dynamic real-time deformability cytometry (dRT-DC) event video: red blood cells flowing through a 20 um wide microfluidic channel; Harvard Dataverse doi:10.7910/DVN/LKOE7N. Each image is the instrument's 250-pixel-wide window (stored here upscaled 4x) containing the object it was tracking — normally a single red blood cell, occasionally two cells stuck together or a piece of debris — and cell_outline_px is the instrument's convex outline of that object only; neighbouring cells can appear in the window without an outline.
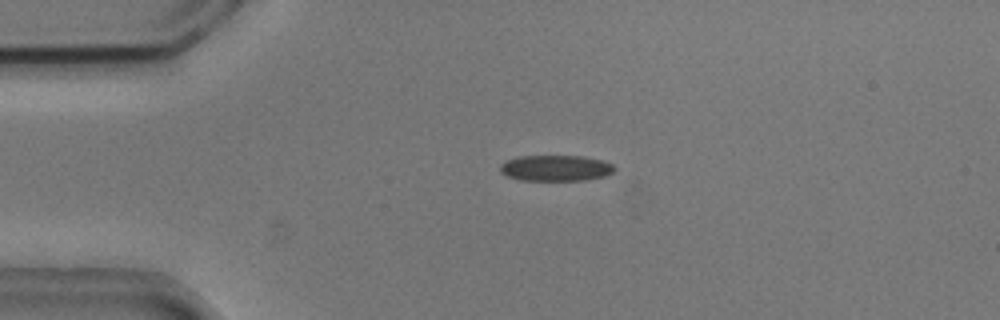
{"species": "common noctule bat (a hibernating species)", "species_latin": "Nyctalus noctula", "temperature_condition": "cold", "stored_images_in_passage": 52, "camera_frame_rate_fps": 3000, "um_per_image_px": 0.085, "animal": {"sex": "male", "body_mass_g": 20.5, "forearm_length_mm": 52.5}, "frame": {"image": 1, "passage_image": 10, "time_ms": 3.0, "image_size_px": [1000, 320], "cell_outline_px": [[616, 168], [612, 172], [604, 176], [584, 180], [520, 180], [508, 176], [500, 172], [500, 164], [504, 160], [520, 156], [584, 156], [604, 160], [612, 164]], "centroid_in_image_um": [47.22, 14.28], "position_along_channel_um": 37.8, "area_um2": 17.34}}
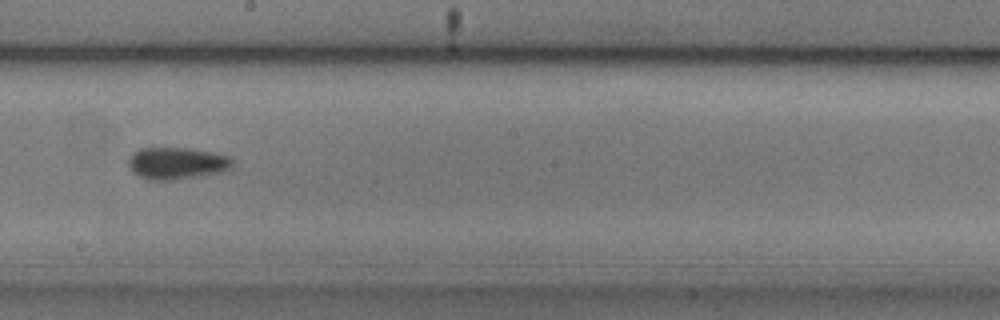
{"frame": {"image": 2, "passage_image": 28, "time_ms": 9.0, "image_size_px": [1000, 320], "cell_outline_px": [[232, 168], [224, 172], [172, 180], [148, 180], [140, 176], [128, 164], [128, 156], [132, 152], [140, 148], [188, 148], [212, 152], [232, 156]], "centroid_in_image_um": [15.06, 13.87], "position_along_channel_um": 233.1, "area_um2": 19.48}}
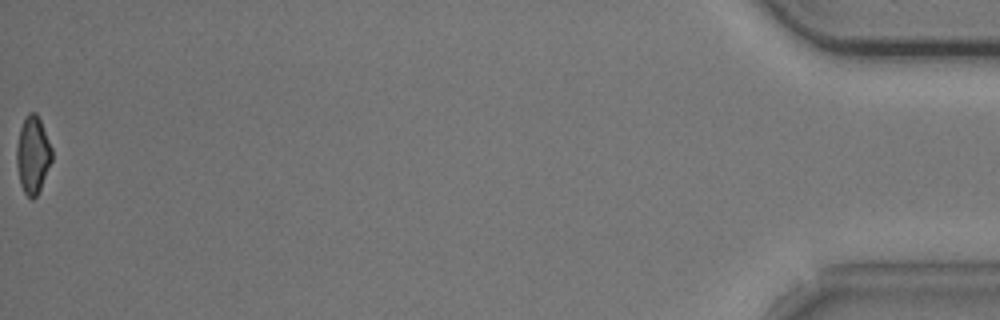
{"frame": {"image": 3, "passage_image": 52, "time_ms": 17.0, "image_size_px": [1000, 320], "cell_outline_px": [[52, 160], [40, 188], [36, 196], [32, 200], [24, 192], [20, 184], [16, 164], [16, 148], [20, 128], [28, 112], [36, 112], [40, 120], [52, 148]], "centroid_in_image_um": [2.78, 13.16], "position_along_channel_um": 432.4, "area_um2": 15.78}, "authors_computed_cell_mechanics": {"area_um2": 17.4267, "velocity_mm_per_s": 3.7519, "shape_relaxation_time_tau1_ms": 4.2944, "shape_relaxation_time_tau2_ms": null, "deformation_change_tau1": 0.0822, "deformation_change_tau2": null}}